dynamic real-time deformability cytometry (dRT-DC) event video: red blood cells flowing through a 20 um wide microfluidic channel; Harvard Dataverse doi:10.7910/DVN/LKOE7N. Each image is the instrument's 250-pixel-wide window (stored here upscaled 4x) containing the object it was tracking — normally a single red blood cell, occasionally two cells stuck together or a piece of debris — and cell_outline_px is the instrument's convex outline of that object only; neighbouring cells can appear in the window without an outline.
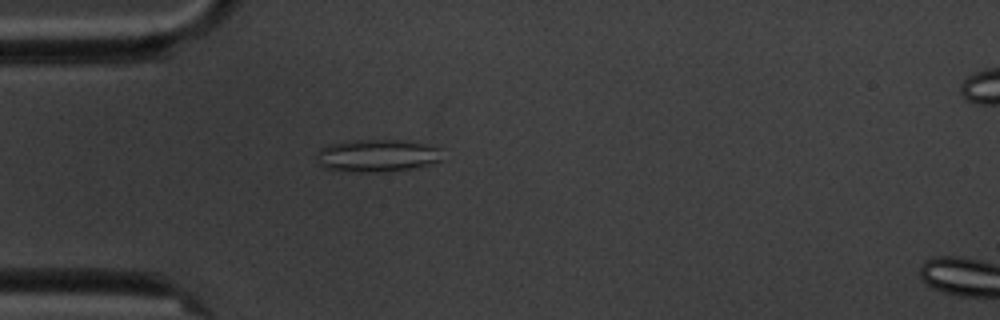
{"species": "common noctule bat (a hibernating species)", "species_latin": "Nyctalus noctula", "temperature_condition": "cold", "stored_images_in_passage": 3, "camera_frame_rate_fps": 3000, "um_per_image_px": 0.085, "animal": {"sex": "male", "body_mass_g": 20.1, "forearm_length_mm": 53.5}, "frame": {"image": 1, "passage_image": 3, "time_ms": 2.333, "image_size_px": [1000, 320], "cell_outline_px": [[444, 160], [412, 168], [380, 172], [352, 172], [324, 168], [316, 160], [320, 148], [332, 144], [352, 140], [412, 140], [440, 148]], "centroid_in_image_um": [32.1, 13.22], "position_along_channel_um": 52.9, "area_um2": 23.99}}